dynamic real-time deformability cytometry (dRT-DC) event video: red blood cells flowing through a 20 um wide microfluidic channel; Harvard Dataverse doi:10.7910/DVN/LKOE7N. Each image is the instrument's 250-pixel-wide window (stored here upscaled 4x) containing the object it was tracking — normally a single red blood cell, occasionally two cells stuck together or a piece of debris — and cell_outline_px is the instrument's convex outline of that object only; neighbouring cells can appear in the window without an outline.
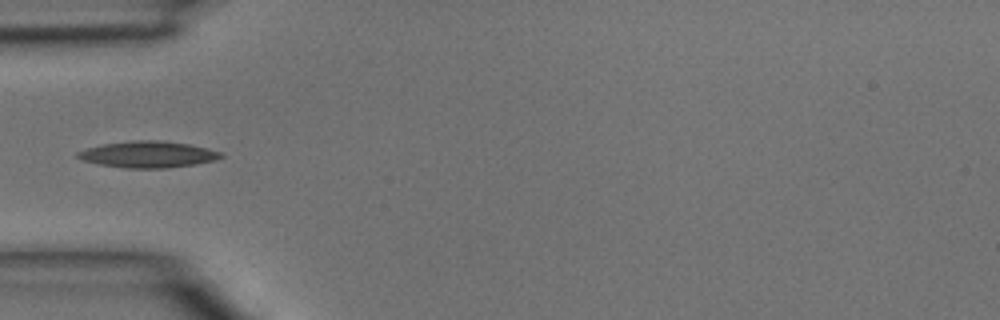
{"species": "common noctule bat (a hibernating species)", "species_latin": "Nyctalus noctula", "temperature_condition": "room temperature", "stored_images_in_passage": 4, "camera_frame_rate_fps": 3000, "um_per_image_px": 0.085, "animal": {"sex": "male", "body_mass_g": 15.6}, "frame": {"image": 1, "passage_image": 4, "time_ms": 1.0, "image_size_px": [1000, 320], "cell_outline_px": [[224, 156], [212, 160], [196, 164], [164, 168], [124, 168], [100, 164], [84, 160], [76, 156], [76, 152], [88, 148], [104, 144], [132, 140], [160, 140], [188, 144], [208, 148], [220, 152]], "centroid_in_image_um": [12.58, 13.12], "position_along_channel_um": 72.4, "area_um2": 21.79}}